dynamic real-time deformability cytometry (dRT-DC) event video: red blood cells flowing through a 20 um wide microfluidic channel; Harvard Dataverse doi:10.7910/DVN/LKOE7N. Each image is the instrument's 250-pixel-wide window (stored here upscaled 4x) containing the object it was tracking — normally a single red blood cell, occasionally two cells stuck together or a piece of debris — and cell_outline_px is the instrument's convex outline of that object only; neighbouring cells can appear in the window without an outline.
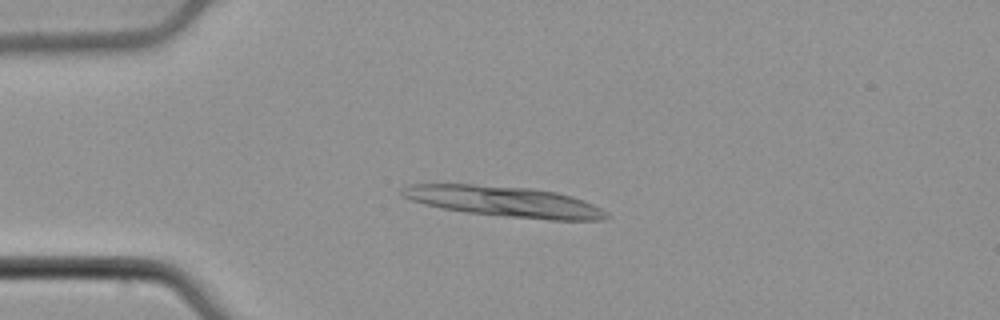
{"species": "common noctule bat (a hibernating species)", "species_latin": "Nyctalus noctula", "temperature_condition": "cold", "stored_images_in_passage": 22, "camera_frame_rate_fps": 3000, "um_per_image_px": 0.085, "animal": {"sex": "male", "body_mass_g": 21.5, "forearm_length_mm": 52.0}, "frame": {"image": 1, "passage_image": 13, "time_ms": 4.0, "image_size_px": [1000, 320], "cell_outline_px": [[608, 216], [604, 220], [548, 220], [504, 216], [468, 212], [444, 208], [412, 200], [400, 196], [400, 188], [408, 184], [472, 184], [528, 188], [556, 192], [572, 196], [592, 204], [608, 212]], "centroid_in_image_um": [42.87, 17.12], "position_along_channel_um": 42.1, "area_um2": 36.13}}